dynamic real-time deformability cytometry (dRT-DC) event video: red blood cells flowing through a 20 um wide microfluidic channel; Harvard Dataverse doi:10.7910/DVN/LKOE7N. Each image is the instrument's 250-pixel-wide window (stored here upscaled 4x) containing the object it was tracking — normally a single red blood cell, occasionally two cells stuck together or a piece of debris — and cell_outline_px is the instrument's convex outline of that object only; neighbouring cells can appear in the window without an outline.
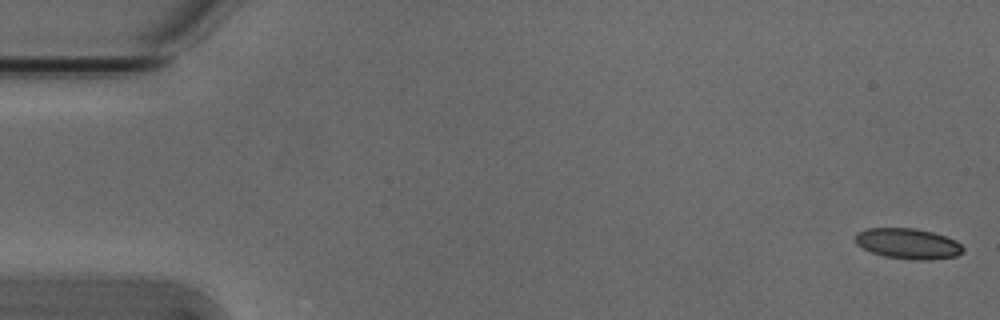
{"species": "Egyptian fruit bat (a non-hibernating species)", "species_latin": "Rousettus aegyptiacus", "temperature_condition": "cold", "stored_images_in_passage": 53, "camera_frame_rate_fps": 3000, "um_per_image_px": 0.085, "animal": {"sex": "male"}, "frame": {"image": 1, "passage_image": 1, "time_ms": 0.0, "image_size_px": [1000, 320], "cell_outline_px": [[964, 252], [956, 256], [932, 260], [912, 260], [884, 256], [872, 252], [856, 244], [856, 232], [868, 228], [916, 228], [932, 232], [956, 240], [964, 248]], "centroid_in_image_um": [77.2, 20.71], "position_along_channel_um": 7.8, "area_um2": 19.25}}
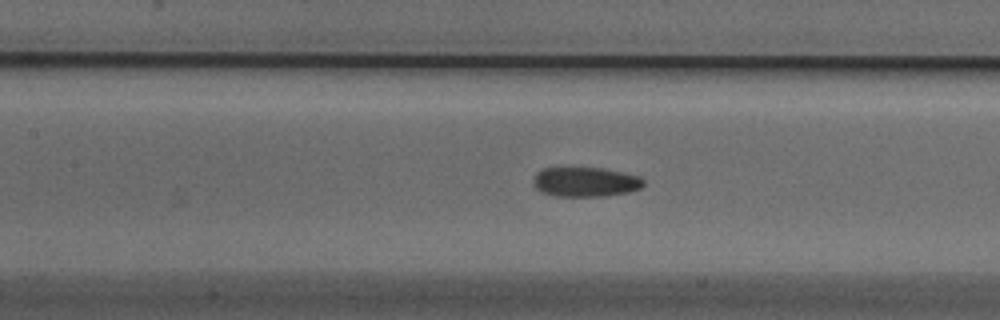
{"frame": {"image": 2, "passage_image": 24, "time_ms": 7.667, "image_size_px": [1000, 320], "cell_outline_px": [[644, 184], [640, 188], [632, 192], [604, 196], [556, 196], [544, 192], [536, 188], [532, 184], [532, 180], [536, 172], [544, 168], [600, 168], [640, 176], [644, 180]], "centroid_in_image_um": [49.76, 15.47], "position_along_channel_um": 157.6, "area_um2": 19.02}}
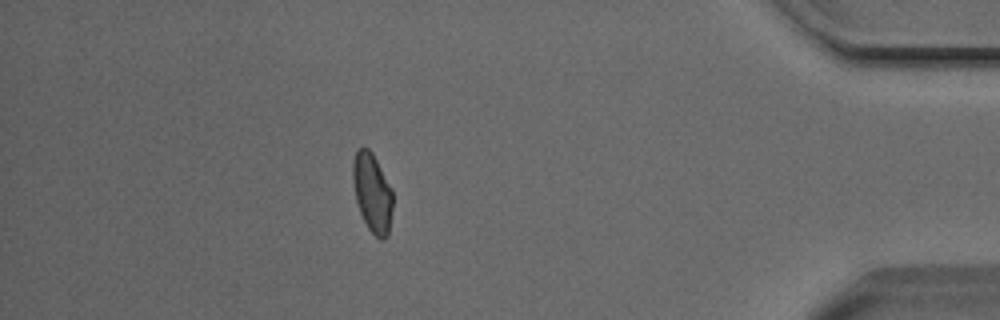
{"frame": {"image": 3, "passage_image": 47, "time_ms": 15.333, "image_size_px": [1000, 320], "cell_outline_px": [[392, 208], [388, 236], [384, 240], [380, 240], [368, 228], [360, 212], [356, 200], [352, 180], [352, 164], [356, 148], [368, 148], [372, 152], [392, 188]], "centroid_in_image_um": [31.64, 16.37], "position_along_channel_um": 403.6, "area_um2": 18.44}, "authors_computed_cell_mechanics": {"area_um2": 19.1318, "velocity_mm_per_s": 3.8338, "shape_relaxation_time_tau1_ms": null, "shape_relaxation_time_tau2_ms": 2.3159, "deformation_change_tau1": null, "deformation_change_tau2": 0.0602}}